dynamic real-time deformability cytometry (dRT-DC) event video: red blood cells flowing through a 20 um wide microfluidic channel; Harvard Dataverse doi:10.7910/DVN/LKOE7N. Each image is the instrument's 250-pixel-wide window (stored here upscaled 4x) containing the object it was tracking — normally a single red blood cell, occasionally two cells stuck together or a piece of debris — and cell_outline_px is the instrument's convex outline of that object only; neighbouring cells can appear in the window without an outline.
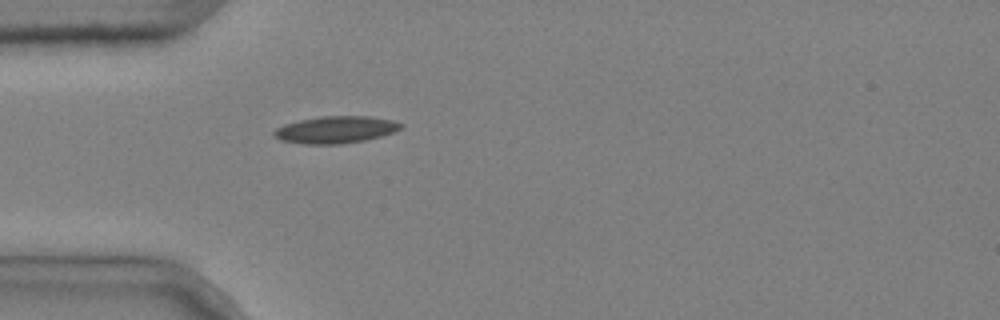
{"species": "common noctule bat (a hibernating species)", "species_latin": "Nyctalus noctula", "temperature_condition": "cold", "stored_images_in_passage": 1, "camera_frame_rate_fps": 3000, "um_per_image_px": 0.085, "animal": {"sex": "male", "body_mass_g": 20.4}, "frame": {"image": 1, "passage_image": 1, "time_ms": 0.0, "image_size_px": [1000, 320], "cell_outline_px": [[404, 124], [400, 128], [392, 132], [380, 136], [364, 140], [340, 144], [304, 144], [280, 140], [272, 136], [272, 132], [276, 128], [284, 124], [300, 120], [320, 116], [368, 116], [392, 120]], "centroid_in_image_um": [28.47, 11.02], "position_along_channel_um": 56.5, "area_um2": 19.94}}